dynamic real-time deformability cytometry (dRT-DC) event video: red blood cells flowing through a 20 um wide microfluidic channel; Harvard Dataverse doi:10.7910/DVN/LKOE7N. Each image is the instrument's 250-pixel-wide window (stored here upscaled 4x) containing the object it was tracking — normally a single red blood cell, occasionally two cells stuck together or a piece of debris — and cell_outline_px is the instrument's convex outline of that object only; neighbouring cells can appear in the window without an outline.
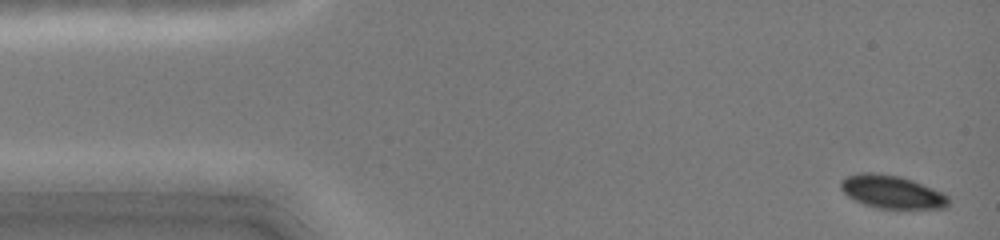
{"species": "common noctule bat (a hibernating species)", "species_latin": "Nyctalus noctula", "temperature_condition": "cold", "stored_images_in_passage": 46, "camera_frame_rate_fps": 3000, "um_per_image_px": 0.085, "animal": {"sex": "female", "body_mass_g": 19.0, "forearm_length_mm": 51.5}, "frame": {"image": 1, "passage_image": 2, "time_ms": 0.333, "image_size_px": [1000, 240], "cell_outline_px": [[948, 208], [876, 208], [864, 204], [848, 196], [840, 188], [840, 180], [848, 176], [860, 172], [872, 172], [900, 176], [912, 180], [944, 192], [948, 196]], "centroid_in_image_um": [75.81, 16.3], "position_along_channel_um": 9.2, "area_um2": 20.75}}
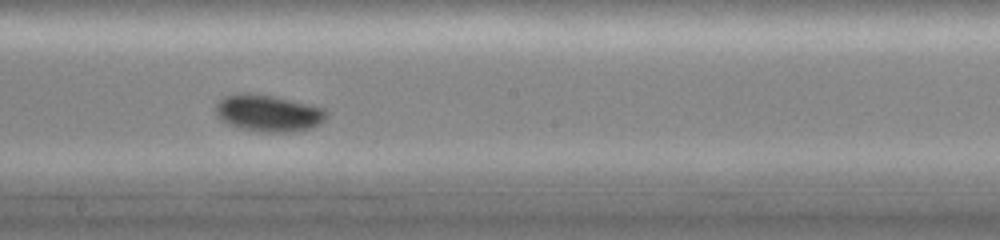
{"frame": {"image": 2, "passage_image": 26, "time_ms": 8.333, "image_size_px": [1000, 240], "cell_outline_px": [[328, 112], [324, 120], [308, 128], [288, 132], [260, 132], [228, 124], [216, 112], [216, 104], [224, 96], [244, 92], [276, 96], [324, 108]], "centroid_in_image_um": [22.81, 9.59], "position_along_channel_um": 225.4, "area_um2": 23.35}}
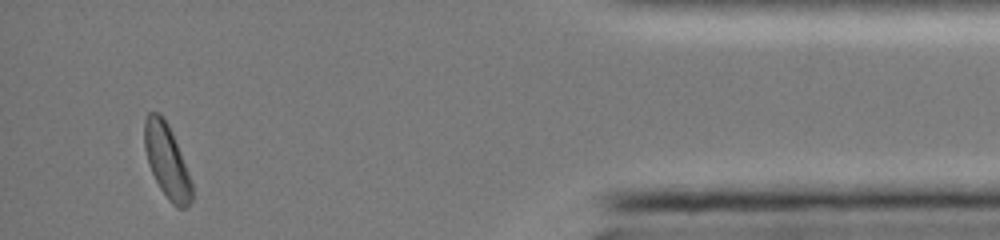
{"frame": {"image": 3, "passage_image": 44, "time_ms": 14.333, "image_size_px": [1000, 240], "cell_outline_px": [[192, 200], [184, 208], [176, 208], [172, 204], [160, 188], [148, 164], [144, 148], [144, 120], [148, 112], [160, 112], [168, 124], [172, 132], [188, 172], [192, 184]], "centroid_in_image_um": [14.16, 13.66], "position_along_channel_um": 421.0, "area_um2": 20.23}, "authors_computed_cell_mechanics": {"area_um2": 21.5305, "velocity_mm_per_s": 4.0548, "shape_relaxation_time_tau1_ms": 2.3751, "shape_relaxation_time_tau2_ms": null, "deformation_change_tau1": 0.0778, "deformation_change_tau2": null}}